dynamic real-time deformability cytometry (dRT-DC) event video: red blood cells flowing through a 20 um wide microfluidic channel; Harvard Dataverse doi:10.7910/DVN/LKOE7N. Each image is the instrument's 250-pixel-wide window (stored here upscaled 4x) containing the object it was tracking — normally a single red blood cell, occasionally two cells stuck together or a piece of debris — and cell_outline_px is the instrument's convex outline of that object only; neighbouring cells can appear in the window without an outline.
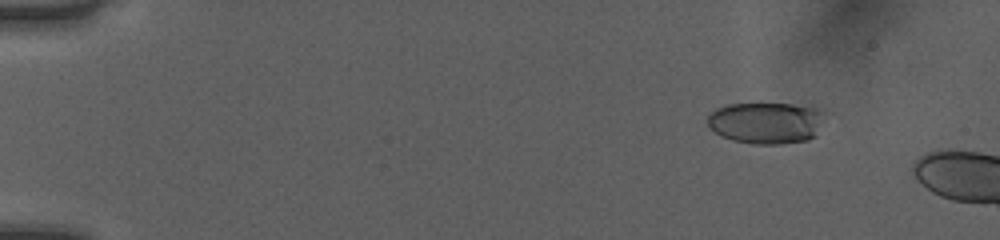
{"species": "human", "species_latin": "Homo sapiens", "temperature_condition": "room temperature", "stored_images_in_passage": 15, "camera_frame_rate_fps": 3000, "um_per_image_px": 0.085, "donor": {"sex": "female"}, "frame": {"image": 1, "passage_image": 7, "time_ms": 2.0, "image_size_px": [1000, 240], "cell_outline_px": [[820, 112], [816, 136], [808, 140], [780, 144], [752, 144], [732, 140], [720, 136], [708, 128], [708, 116], [716, 108], [728, 104], [792, 104], [816, 108]], "centroid_in_image_um": [65.02, 10.46], "position_along_channel_um": 20.0, "area_um2": 28.03}}